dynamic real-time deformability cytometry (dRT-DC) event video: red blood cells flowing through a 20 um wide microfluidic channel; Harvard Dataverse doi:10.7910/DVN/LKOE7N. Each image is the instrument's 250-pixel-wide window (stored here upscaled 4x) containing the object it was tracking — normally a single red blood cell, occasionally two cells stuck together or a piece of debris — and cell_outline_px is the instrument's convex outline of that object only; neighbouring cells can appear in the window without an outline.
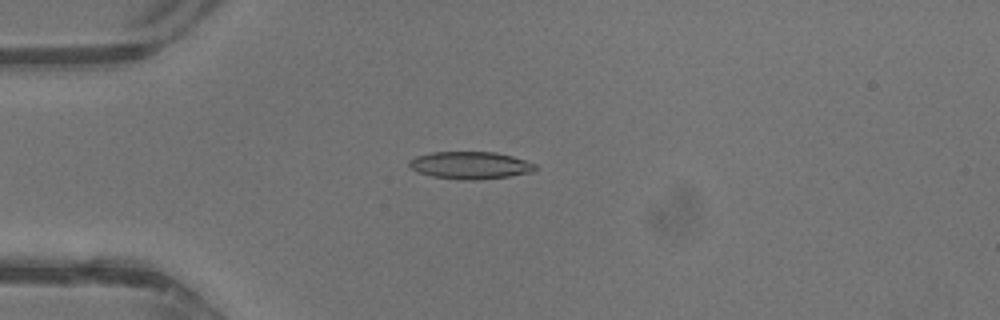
{"species": "common noctule bat (a hibernating species)", "species_latin": "Nyctalus noctula", "temperature_condition": "warm", "stored_images_in_passage": 43, "camera_frame_rate_fps": 3000, "um_per_image_px": 0.085, "animal": {"sex": "male", "body_mass_g": 13.3}, "frame": {"image": 1, "passage_image": 12, "time_ms": 3.667, "image_size_px": [1000, 320], "cell_outline_px": [[536, 168], [532, 172], [508, 176], [476, 180], [460, 180], [432, 176], [416, 172], [408, 164], [408, 160], [416, 156], [432, 152], [496, 152], [512, 156], [536, 164]], "centroid_in_image_um": [39.94, 14.05], "position_along_channel_um": 45.1, "area_um2": 20.11}}
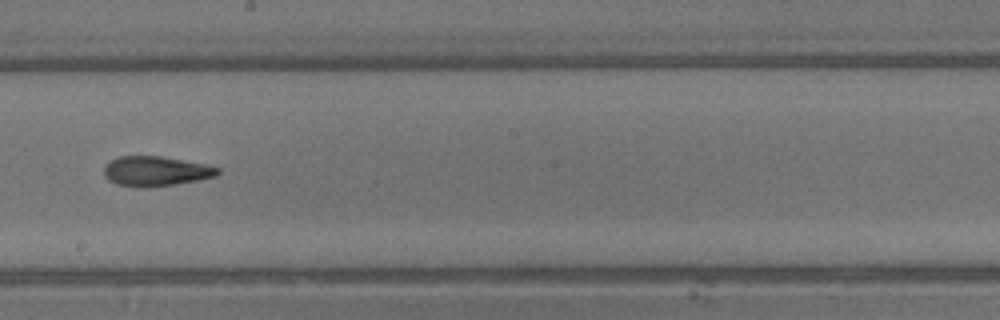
{"frame": {"image": 2, "passage_image": 25, "time_ms": 8.0, "image_size_px": [1000, 320], "cell_outline_px": [[220, 172], [216, 176], [200, 180], [176, 184], [116, 184], [108, 180], [104, 176], [104, 164], [120, 156], [160, 156], [208, 164], [220, 168]], "centroid_in_image_um": [13.3, 14.5], "position_along_channel_um": 234.9, "area_um2": 19.13}}
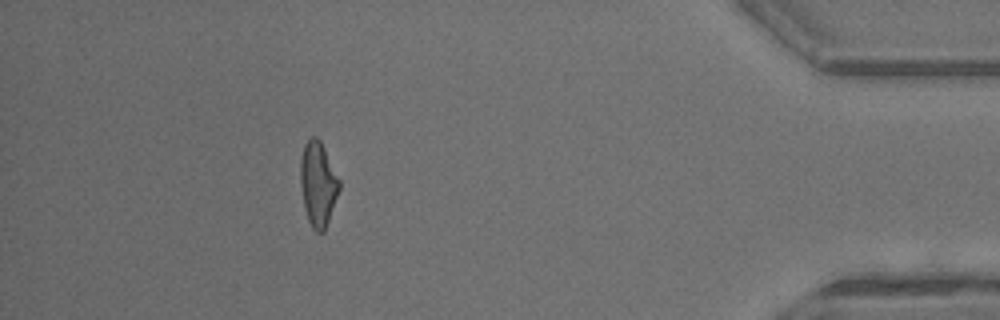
{"frame": {"image": 3, "passage_image": 39, "time_ms": 12.667, "image_size_px": [1000, 320], "cell_outline_px": [[340, 188], [324, 232], [316, 232], [312, 228], [308, 220], [304, 208], [300, 184], [300, 160], [304, 144], [312, 136], [316, 136], [320, 140], [340, 180]], "centroid_in_image_um": [27.02, 15.63], "position_along_channel_um": 408.2, "area_um2": 19.13}, "authors_computed_cell_mechanics": {"area_um2": 19.4786, "velocity_mm_per_s": 4.8676, "shape_relaxation_time_tau1_ms": null, "shape_relaxation_time_tau2_ms": 3.7603, "deformation_change_tau1": null, "deformation_change_tau2": 0.1468}}